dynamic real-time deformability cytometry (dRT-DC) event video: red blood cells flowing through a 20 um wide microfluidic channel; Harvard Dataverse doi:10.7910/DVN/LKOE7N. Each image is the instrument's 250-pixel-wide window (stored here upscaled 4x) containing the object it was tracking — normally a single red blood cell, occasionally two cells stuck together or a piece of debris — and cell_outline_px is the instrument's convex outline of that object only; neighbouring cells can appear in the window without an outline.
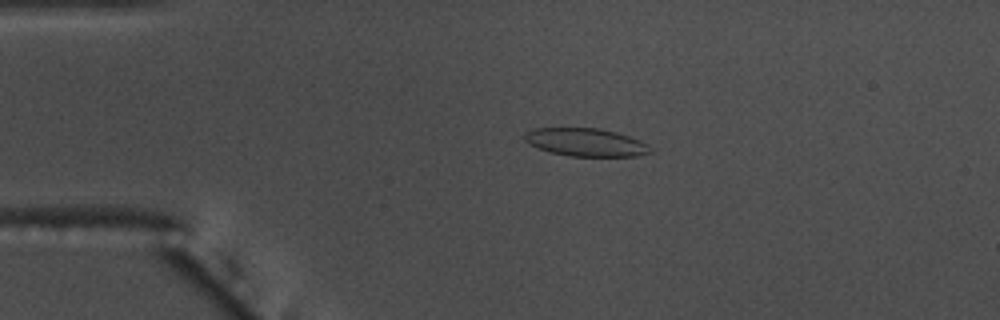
{"species": "common noctule bat (a hibernating species)", "species_latin": "Nyctalus noctula", "temperature_condition": "warm", "stored_images_in_passage": 54, "camera_frame_rate_fps": 3000, "um_per_image_px": 0.085, "animal": {"sex": "male", "body_mass_g": 17.5, "forearm_length_mm": 52.3}, "frame": {"image": 1, "passage_image": 11, "time_ms": 3.333, "image_size_px": [1000, 320], "cell_outline_px": [[652, 152], [636, 156], [568, 156], [548, 152], [528, 144], [524, 140], [524, 136], [528, 132], [536, 128], [600, 128], [616, 132], [628, 136], [648, 144]], "centroid_in_image_um": [49.77, 12.1], "position_along_channel_um": 35.2, "area_um2": 20.46}}
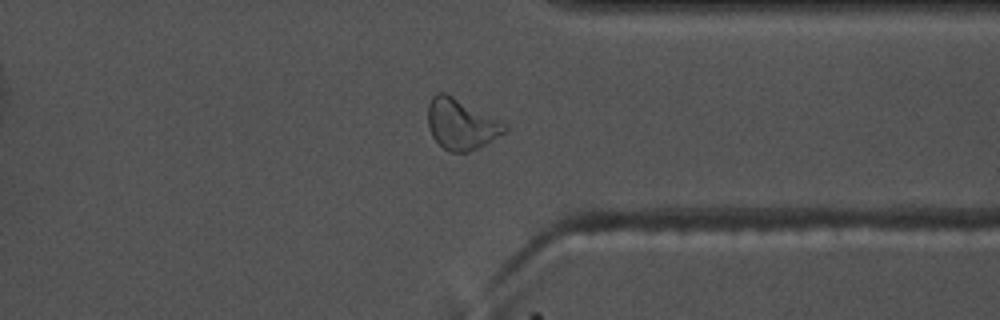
{"frame": {"image": 2, "passage_image": 42, "time_ms": 13.667, "image_size_px": [1000, 320], "cell_outline_px": [[508, 128], [504, 132], [484, 144], [468, 152], [448, 152], [432, 136], [428, 128], [428, 104], [432, 96], [436, 92], [444, 92], [508, 124]], "centroid_in_image_um": [39.17, 10.54], "position_along_channel_um": 372.2, "area_um2": 22.37}}
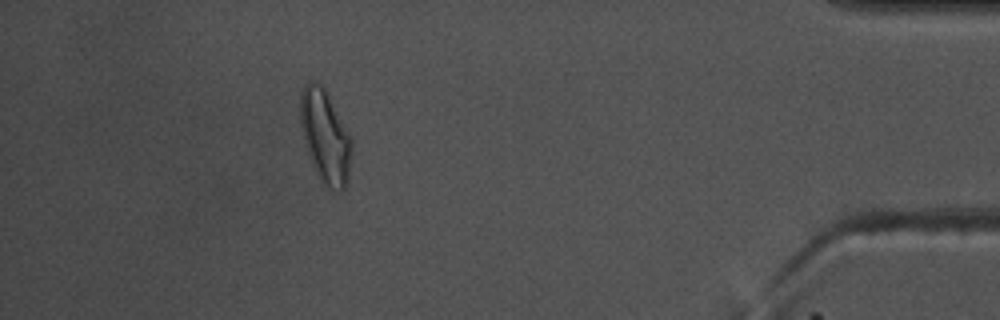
{"frame": {"image": 3, "passage_image": 49, "time_ms": 16.0, "image_size_px": [1000, 320], "cell_outline_px": [[352, 148], [348, 180], [344, 188], [340, 188], [324, 184], [316, 176], [304, 140], [300, 124], [300, 92], [304, 84], [320, 84], [328, 92], [352, 136]], "centroid_in_image_um": [27.65, 11.56], "position_along_channel_um": 407.5, "area_um2": 27.8}, "authors_computed_cell_mechanics": {"area_um2": 20.4901, "velocity_mm_per_s": 3.674, "shape_relaxation_time_tau1_ms": 6.2514, "shape_relaxation_time_tau2_ms": 1.6, "deformation_change_tau1": 0.1767, "deformation_change_tau2": 0.0902}}